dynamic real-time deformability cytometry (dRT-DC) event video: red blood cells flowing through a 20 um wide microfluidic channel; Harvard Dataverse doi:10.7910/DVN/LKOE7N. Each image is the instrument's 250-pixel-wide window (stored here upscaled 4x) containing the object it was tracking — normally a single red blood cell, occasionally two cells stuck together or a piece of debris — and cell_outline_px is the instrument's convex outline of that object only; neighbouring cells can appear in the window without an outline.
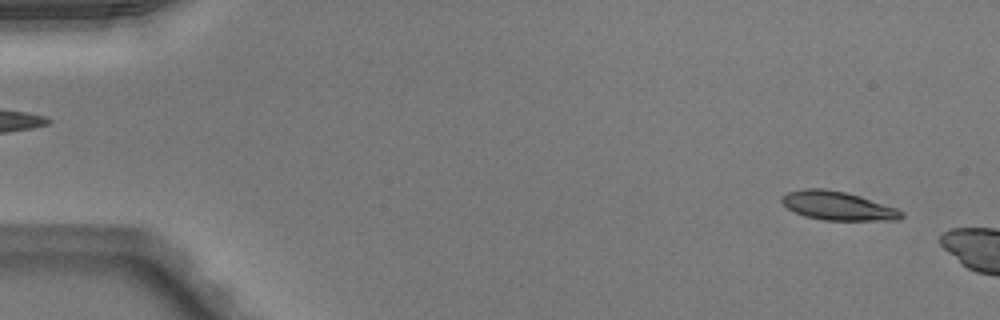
{"species": "Egyptian fruit bat (a non-hibernating species)", "species_latin": "Rousettus aegyptiacus", "temperature_condition": "warm", "stored_images_in_passage": 7, "camera_frame_rate_fps": 3000, "um_per_image_px": 0.085, "animal": {"sex": "male"}, "frame": {"image": 1, "passage_image": 3, "time_ms": 0.667, "image_size_px": [1000, 320], "cell_outline_px": [[904, 216], [900, 220], [824, 220], [804, 216], [788, 208], [780, 200], [780, 196], [788, 192], [804, 188], [820, 188], [844, 192], [860, 196], [896, 208], [904, 212]], "centroid_in_image_um": [71.21, 17.49], "position_along_channel_um": 13.8, "area_um2": 19.94}}